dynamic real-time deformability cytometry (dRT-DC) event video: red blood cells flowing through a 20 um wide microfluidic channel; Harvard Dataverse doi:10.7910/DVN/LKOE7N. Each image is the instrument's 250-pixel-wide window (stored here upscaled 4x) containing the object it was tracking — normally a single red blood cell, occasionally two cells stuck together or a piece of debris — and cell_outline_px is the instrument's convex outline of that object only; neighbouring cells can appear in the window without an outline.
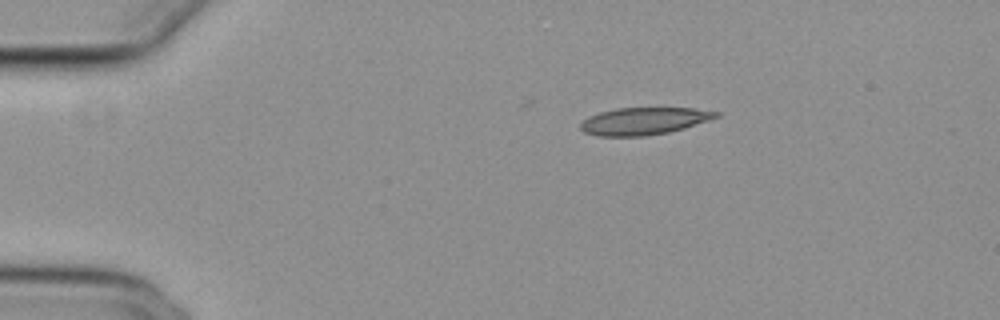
{"species": "common noctule bat (a hibernating species)", "species_latin": "Nyctalus noctula", "temperature_condition": "cold", "stored_images_in_passage": 45, "camera_frame_rate_fps": 3000, "um_per_image_px": 0.085, "animal": {"sex": "female", "body_mass_g": 29.2, "forearm_length_mm": 56.3}, "frame": {"image": 1, "passage_image": 1, "time_ms": 0.0, "image_size_px": [1000, 320], "cell_outline_px": [[720, 116], [684, 128], [668, 132], [644, 136], [596, 136], [584, 132], [580, 128], [580, 124], [588, 116], [600, 112], [616, 108], [692, 108], [720, 112]], "centroid_in_image_um": [54.71, 10.29], "position_along_channel_um": 30.3, "area_um2": 21.44}}
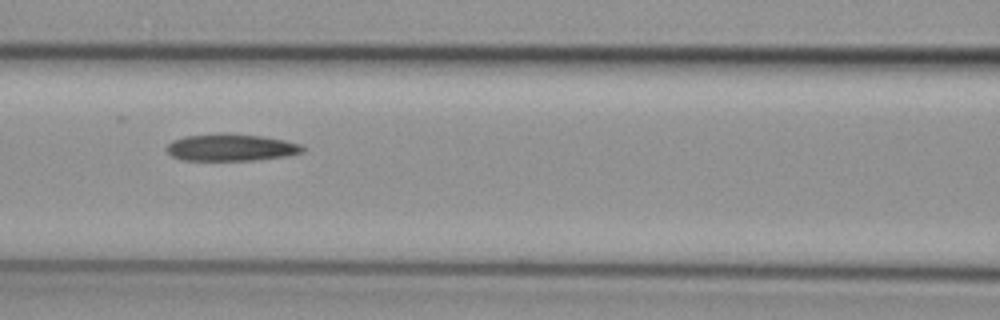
{"frame": {"image": 2, "passage_image": 15, "time_ms": 4.667, "image_size_px": [1000, 320], "cell_outline_px": [[304, 152], [288, 156], [252, 160], [180, 160], [172, 156], [164, 148], [172, 140], [184, 136], [220, 132], [224, 132], [264, 136], [284, 140], [300, 144], [304, 148]], "centroid_in_image_um": [19.61, 12.52], "position_along_channel_um": 147.0, "area_um2": 21.79}}
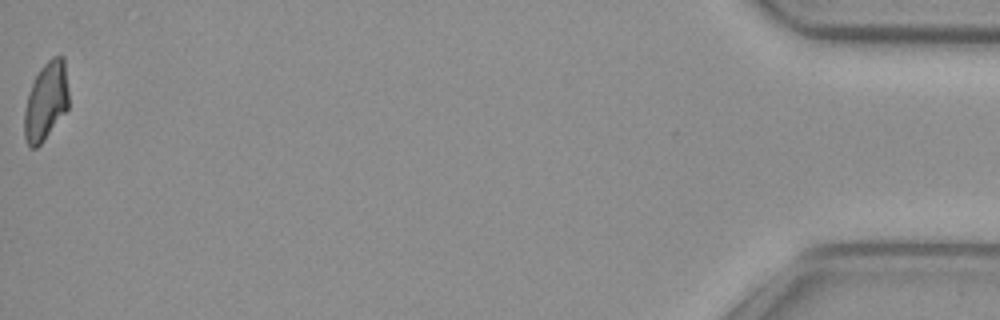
{"frame": {"image": 3, "passage_image": 45, "time_ms": 14.667, "image_size_px": [1000, 320], "cell_outline_px": [[68, 108], [44, 140], [36, 148], [28, 148], [24, 140], [24, 112], [28, 92], [40, 68], [52, 56], [64, 56], [68, 88]], "centroid_in_image_um": [3.89, 8.62], "position_along_channel_um": 431.3, "area_um2": 20.35}, "authors_computed_cell_mechanics": {"area_um2": 21.675, "velocity_mm_per_s": 3.836, "shape_relaxation_time_tau1_ms": null, "shape_relaxation_time_tau2_ms": 9.2081, "deformation_change_tau1": null, "deformation_change_tau2": 0.1952}}